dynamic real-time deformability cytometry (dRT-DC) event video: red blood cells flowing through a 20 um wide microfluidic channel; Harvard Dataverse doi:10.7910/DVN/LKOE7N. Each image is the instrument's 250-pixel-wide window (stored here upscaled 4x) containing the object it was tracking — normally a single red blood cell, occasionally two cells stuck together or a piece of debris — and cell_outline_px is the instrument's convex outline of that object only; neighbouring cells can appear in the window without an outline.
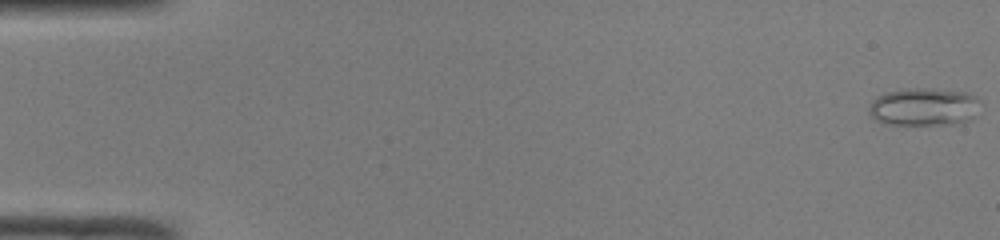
{"species": "common noctule bat (a hibernating species)", "species_latin": "Nyctalus noctula", "temperature_condition": "room temperature", "stored_images_in_passage": 50, "camera_frame_rate_fps": 3000, "um_per_image_px": 0.085, "animal": {"sex": "male", "body_mass_g": 19.0, "forearm_length_mm": 50.8}, "frame": {"image": 1, "passage_image": 1, "time_ms": 0.0, "image_size_px": [1000, 240], "cell_outline_px": [[980, 100], [976, 116], [972, 120], [956, 124], [884, 124], [876, 120], [868, 112], [868, 108], [872, 100], [876, 96], [884, 92], [908, 88], [932, 88], [964, 92], [976, 96]], "centroid_in_image_um": [78.53, 9.08], "position_along_channel_um": 6.5, "area_um2": 24.97}}
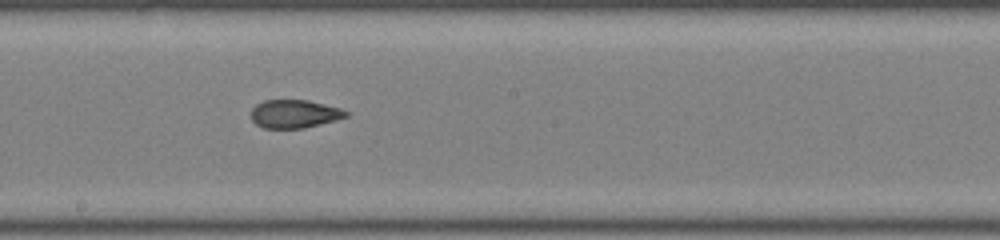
{"frame": {"image": 2, "passage_image": 28, "time_ms": 9.0, "image_size_px": [1000, 240], "cell_outline_px": [[348, 116], [336, 120], [304, 128], [264, 128], [256, 124], [252, 120], [252, 108], [256, 104], [264, 100], [308, 100], [340, 108], [348, 112]], "centroid_in_image_um": [25.02, 9.68], "position_along_channel_um": 223.2, "area_um2": 15.55}}
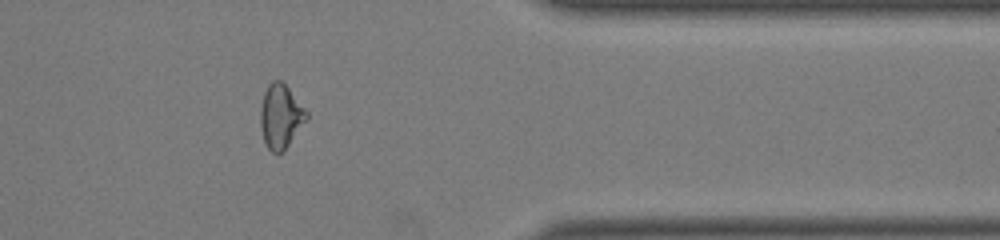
{"frame": {"image": 3, "passage_image": 41, "time_ms": 13.333, "image_size_px": [1000, 240], "cell_outline_px": [[308, 120], [284, 152], [272, 152], [268, 148], [264, 140], [260, 128], [260, 108], [264, 92], [268, 84], [272, 80], [280, 80], [288, 88], [308, 112]], "centroid_in_image_um": [23.86, 9.91], "position_along_channel_um": 387.5, "area_um2": 17.4}, "authors_computed_cell_mechanics": {"area_um2": 17.6001, "velocity_mm_per_s": 4.1331, "shape_relaxation_time_tau1_ms": null, "shape_relaxation_time_tau2_ms": 1.1564, "deformation_change_tau1": null, "deformation_change_tau2": 0.0827}}